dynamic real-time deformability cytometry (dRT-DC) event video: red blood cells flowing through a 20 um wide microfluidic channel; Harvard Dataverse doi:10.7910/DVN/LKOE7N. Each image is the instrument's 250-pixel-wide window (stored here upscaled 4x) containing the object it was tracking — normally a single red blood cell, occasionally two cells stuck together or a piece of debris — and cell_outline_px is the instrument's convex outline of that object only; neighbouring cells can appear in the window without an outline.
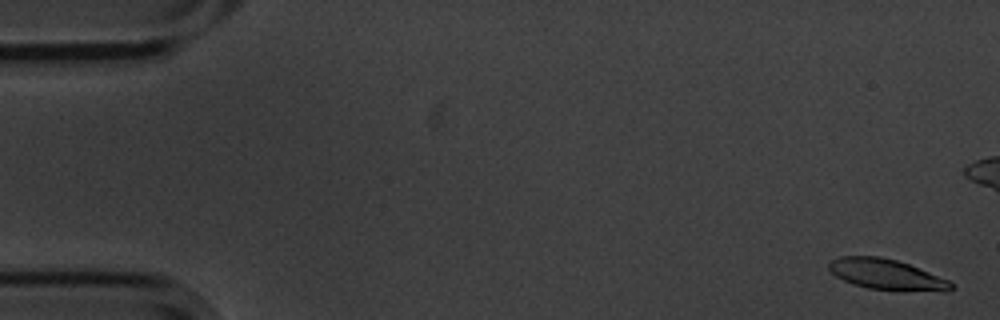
{"species": "common noctule bat (a hibernating species)", "species_latin": "Nyctalus noctula", "temperature_condition": "cold", "stored_images_in_passage": 59, "camera_frame_rate_fps": 3000, "um_per_image_px": 0.085, "animal": {"sex": "male", "body_mass_g": 20.1, "forearm_length_mm": 53.5}, "frame": {"image": 1, "passage_image": 2, "time_ms": 0.333, "image_size_px": [1000, 320], "cell_outline_px": [[952, 288], [868, 288], [852, 284], [836, 276], [828, 268], [828, 264], [832, 260], [840, 256], [880, 256], [896, 260], [908, 264], [948, 280], [952, 284]], "centroid_in_image_um": [75.14, 23.24], "position_along_channel_um": 9.9, "area_um2": 20.17}}
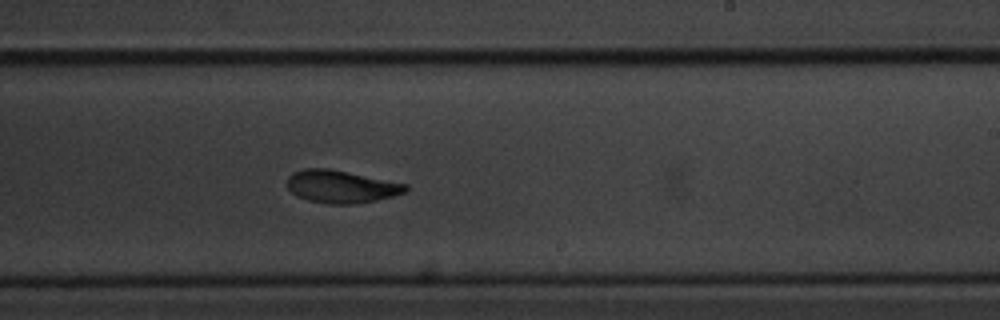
{"frame": {"image": 2, "passage_image": 35, "time_ms": 11.333, "image_size_px": [1000, 320], "cell_outline_px": [[408, 192], [376, 200], [356, 204], [328, 204], [308, 200], [296, 196], [288, 188], [288, 176], [292, 172], [304, 168], [328, 168], [408, 184]], "centroid_in_image_um": [29.0, 15.86], "position_along_channel_um": 260.0, "area_um2": 22.6}}
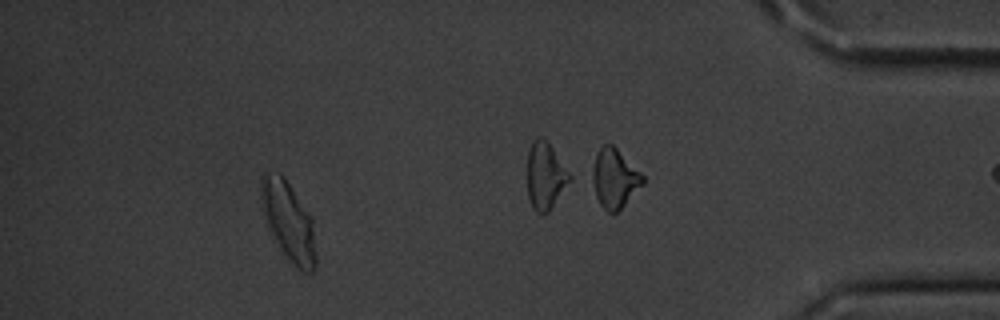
{"frame": {"image": 3, "passage_image": 53, "time_ms": 17.333, "image_size_px": [1000, 320], "cell_outline_px": [[316, 268], [312, 272], [304, 272], [292, 264], [276, 240], [260, 208], [260, 176], [264, 172], [280, 172], [284, 176], [312, 216], [316, 256]], "centroid_in_image_um": [24.52, 18.74], "position_along_channel_um": 410.7, "area_um2": 25.37}, "authors_computed_cell_mechanics": {"area_um2": 22.8888, "velocity_mm_per_s": 3.4524, "shape_relaxation_time_tau1_ms": 2.7935, "shape_relaxation_time_tau2_ms": 2.7073, "deformation_change_tau1": 0.1588, "deformation_change_tau2": 0.0897}}